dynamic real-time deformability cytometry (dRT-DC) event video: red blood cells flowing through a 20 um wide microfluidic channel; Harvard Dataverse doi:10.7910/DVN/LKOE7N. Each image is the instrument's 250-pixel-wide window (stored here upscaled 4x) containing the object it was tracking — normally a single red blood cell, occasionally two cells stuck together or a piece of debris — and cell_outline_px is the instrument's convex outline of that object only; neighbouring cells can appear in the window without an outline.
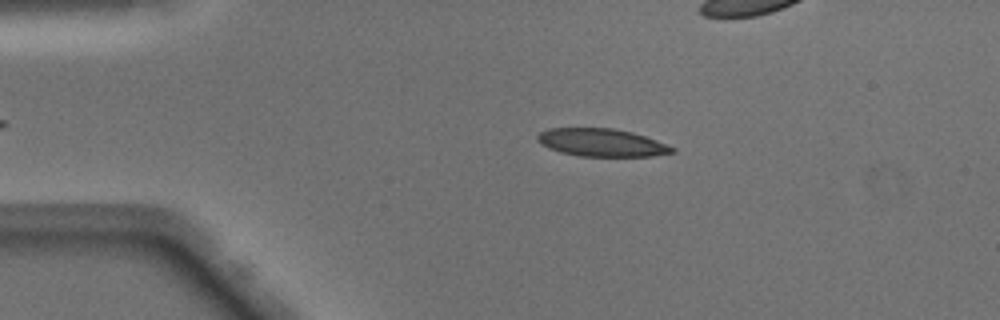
{"species": "Egyptian fruit bat (a non-hibernating species)", "species_latin": "Rousettus aegyptiacus", "temperature_condition": "warm", "stored_images_in_passage": 39, "camera_frame_rate_fps": 3000, "um_per_image_px": 0.085, "animal": {"sex": "male"}, "frame": {"image": 1, "passage_image": 6, "time_ms": 1.667, "image_size_px": [1000, 320], "cell_outline_px": [[676, 152], [652, 156], [580, 156], [560, 152], [548, 148], [540, 144], [536, 140], [536, 136], [540, 132], [548, 128], [616, 128], [632, 132], [668, 144], [676, 148]], "centroid_in_image_um": [51.13, 12.11], "position_along_channel_um": 33.9, "area_um2": 22.02}}
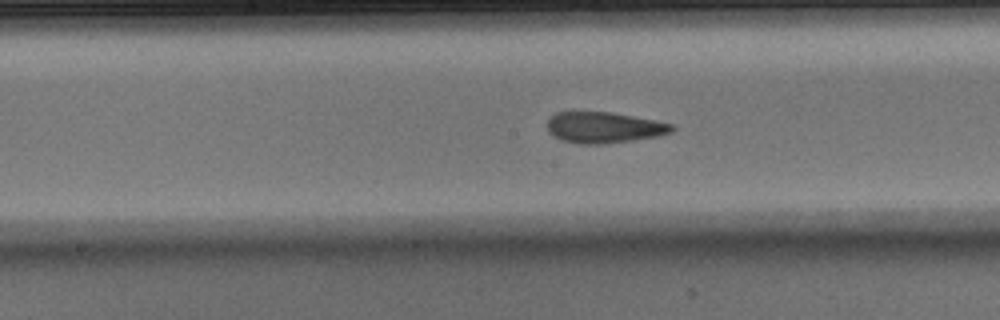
{"frame": {"image": 2, "passage_image": 21, "time_ms": 6.667, "image_size_px": [1000, 320], "cell_outline_px": [[676, 128], [672, 132], [660, 136], [632, 140], [600, 144], [580, 144], [564, 140], [552, 136], [548, 132], [548, 116], [556, 112], [612, 112], [656, 120], [676, 124]], "centroid_in_image_um": [51.38, 10.83], "position_along_channel_um": 196.8, "area_um2": 22.77}}
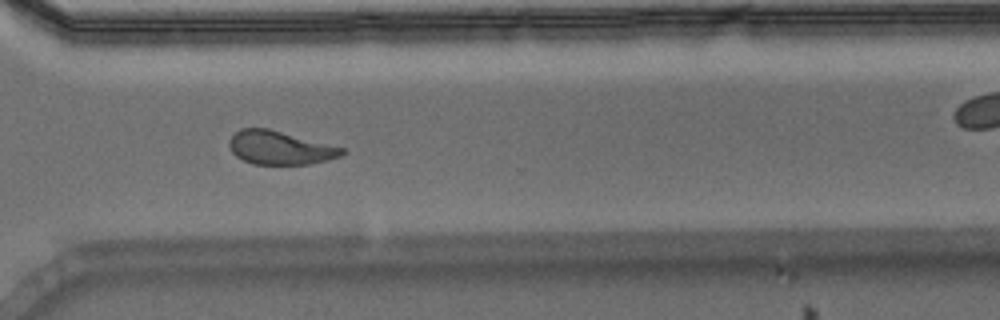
{"frame": {"image": 3, "passage_image": 32, "time_ms": 10.333, "image_size_px": [1000, 320], "cell_outline_px": [[348, 152], [340, 156], [328, 160], [308, 164], [252, 164], [236, 156], [232, 152], [228, 144], [228, 140], [240, 128], [268, 128], [344, 148]], "centroid_in_image_um": [23.79, 12.56], "position_along_channel_um": 346.8, "area_um2": 21.96}, "authors_computed_cell_mechanics": {"area_um2": 22.8888, "velocity_mm_per_s": 4.1005, "shape_relaxation_time_tau1_ms": 6.7192, "shape_relaxation_time_tau2_ms": 1.4573, "deformation_change_tau1": 0.23, "deformation_change_tau2": 0.087}}